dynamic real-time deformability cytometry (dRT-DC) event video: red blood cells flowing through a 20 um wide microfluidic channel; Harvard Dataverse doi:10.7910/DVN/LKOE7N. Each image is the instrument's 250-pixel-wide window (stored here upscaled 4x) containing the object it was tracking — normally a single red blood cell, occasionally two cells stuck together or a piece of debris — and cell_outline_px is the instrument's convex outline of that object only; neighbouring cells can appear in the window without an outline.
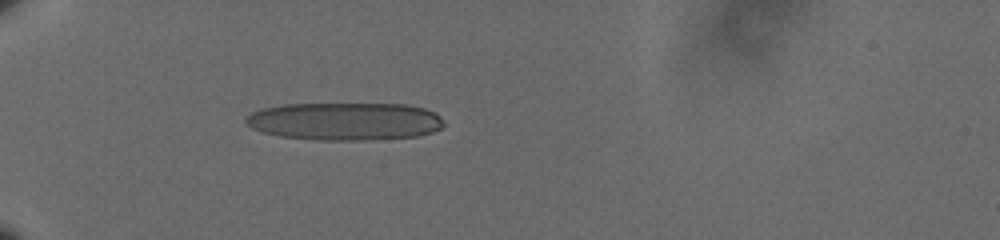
{"species": "human", "species_latin": "Homo sapiens", "temperature_condition": "cold", "stored_images_in_passage": 40, "camera_frame_rate_fps": 3000, "um_per_image_px": 0.085, "donor": {"sex": "male"}, "frame": {"image": 1, "passage_image": 1, "time_ms": 0.0, "image_size_px": [1000, 240], "cell_outline_px": [[444, 124], [440, 128], [432, 132], [416, 136], [364, 140], [320, 140], [280, 136], [264, 132], [252, 128], [244, 124], [244, 120], [252, 112], [264, 108], [284, 104], [404, 104], [424, 108], [440, 116], [444, 120]], "centroid_in_image_um": [29.3, 10.31], "position_along_channel_um": 55.7, "area_um2": 43.52}}
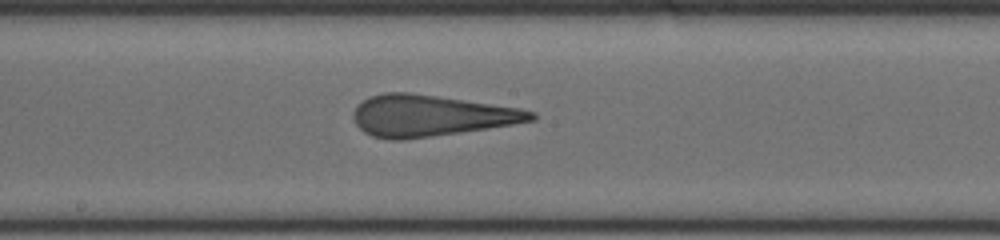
{"frame": {"image": 2, "passage_image": 16, "time_ms": 5.0, "image_size_px": [1000, 240], "cell_outline_px": [[536, 120], [512, 124], [404, 140], [392, 140], [372, 136], [364, 132], [356, 124], [352, 116], [352, 112], [356, 104], [368, 96], [384, 92], [408, 92], [520, 108], [536, 112]], "centroid_in_image_um": [36.53, 9.82], "position_along_channel_um": 211.7, "area_um2": 42.6}}
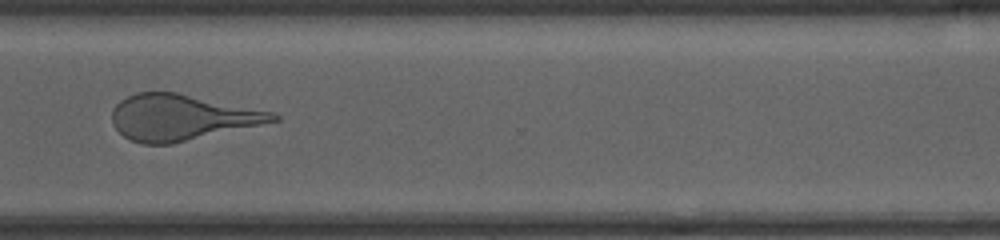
{"frame": {"image": 3, "passage_image": 28, "time_ms": 9.0, "image_size_px": [1000, 240], "cell_outline_px": [[280, 120], [172, 144], [144, 144], [132, 140], [124, 136], [112, 124], [112, 108], [120, 100], [136, 92], [176, 92], [272, 112], [280, 116]], "centroid_in_image_um": [15.39, 9.98], "position_along_channel_um": 355.2, "area_um2": 42.66}, "authors_computed_cell_mechanics": {"area_um2": 43.0899, "velocity_mm_per_s": 3.6094, "shape_relaxation_time_tau1_ms": 6.0732, "shape_relaxation_time_tau2_ms": 1.1931, "deformation_change_tau1": 0.2288, "deformation_change_tau2": 0.1434}}